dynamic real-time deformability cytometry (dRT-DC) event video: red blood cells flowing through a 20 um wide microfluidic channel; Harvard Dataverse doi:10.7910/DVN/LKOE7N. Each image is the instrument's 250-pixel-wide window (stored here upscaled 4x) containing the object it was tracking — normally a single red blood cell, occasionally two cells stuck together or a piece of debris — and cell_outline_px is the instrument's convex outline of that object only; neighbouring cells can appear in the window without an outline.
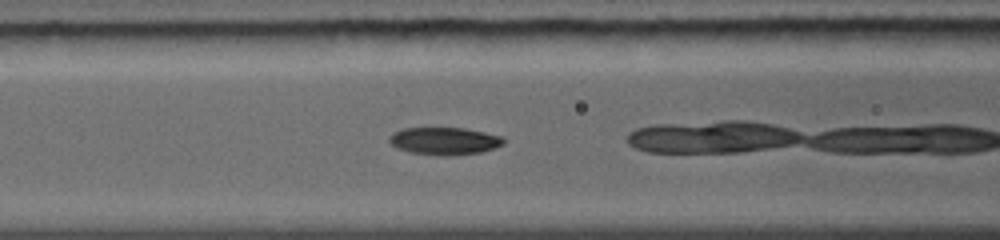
{"species": "common noctule bat (a hibernating species)", "species_latin": "Nyctalus noctula", "temperature_condition": "warm", "stored_images_in_passage": 18, "camera_frame_rate_fps": 5000, "um_per_image_px": 0.085, "animal": {"sex": "female", "body_mass_g": 19.0, "forearm_length_mm": 56.7}, "frame": {"image": 1, "passage_image": 3, "time_ms": 1.2, "image_size_px": [1000, 240], "cell_outline_px": [[504, 144], [480, 152], [444, 156], [440, 156], [412, 152], [396, 148], [388, 140], [388, 136], [392, 132], [404, 128], [464, 128], [504, 136]], "centroid_in_image_um": [37.75, 11.97], "position_along_channel_um": 128.8, "area_um2": 18.26}}